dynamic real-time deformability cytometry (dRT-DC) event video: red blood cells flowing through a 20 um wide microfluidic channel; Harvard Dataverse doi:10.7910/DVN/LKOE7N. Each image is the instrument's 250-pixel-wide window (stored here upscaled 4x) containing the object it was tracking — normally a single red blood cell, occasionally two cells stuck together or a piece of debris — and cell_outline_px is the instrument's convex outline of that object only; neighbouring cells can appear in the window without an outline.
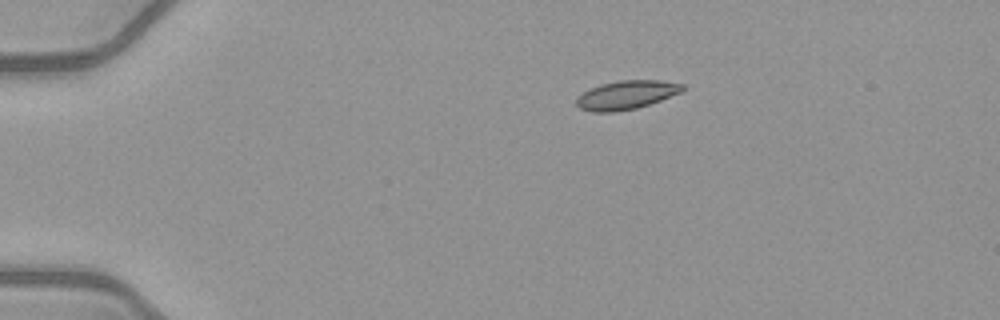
{"species": "common noctule bat (a hibernating species)", "species_latin": "Nyctalus noctula", "temperature_condition": "warm", "stored_images_in_passage": 42, "camera_frame_rate_fps": 3000, "um_per_image_px": 0.085, "animal": {"sex": "female", "body_mass_g": 21.9}, "frame": {"image": 1, "passage_image": 1, "time_ms": 0.0, "image_size_px": [1000, 320], "cell_outline_px": [[684, 88], [680, 92], [660, 100], [636, 108], [612, 112], [592, 112], [580, 108], [576, 104], [576, 96], [600, 84], [620, 80], [660, 80], [684, 84]], "centroid_in_image_um": [53.21, 8.06], "position_along_channel_um": 31.8, "area_um2": 17.57}}
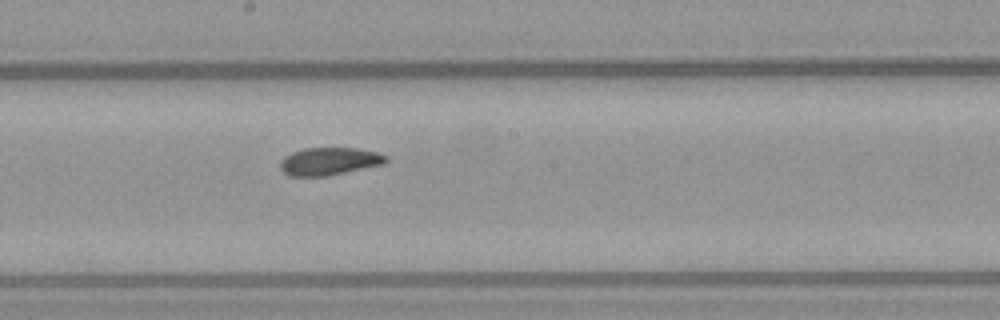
{"frame": {"image": 2, "passage_image": 20, "time_ms": 6.333, "image_size_px": [1000, 320], "cell_outline_px": [[388, 160], [384, 164], [324, 176], [288, 176], [280, 168], [280, 160], [284, 156], [292, 152], [304, 148], [356, 148], [376, 152], [388, 156]], "centroid_in_image_um": [27.96, 13.7], "position_along_channel_um": 220.2, "area_um2": 16.99}}
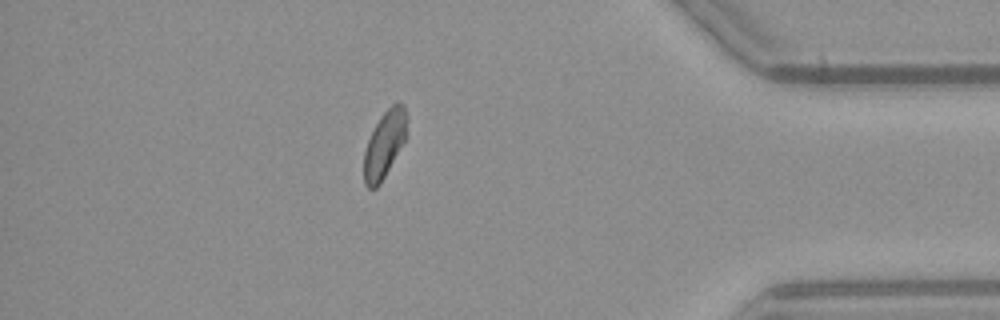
{"frame": {"image": 3, "passage_image": 36, "time_ms": 11.667, "image_size_px": [1000, 320], "cell_outline_px": [[408, 136], [380, 184], [376, 188], [368, 188], [364, 184], [364, 152], [368, 140], [380, 116], [396, 100], [404, 104], [408, 116]], "centroid_in_image_um": [32.73, 12.21], "position_along_channel_um": 402.5, "area_um2": 17.11}, "authors_computed_cell_mechanics": {"area_um2": 17.4845, "velocity_mm_per_s": 4.0625, "shape_relaxation_time_tau1_ms": 5.8937, "shape_relaxation_time_tau2_ms": 2.1353, "deformation_change_tau1": 0.1499, "deformation_change_tau2": 0.0756}}